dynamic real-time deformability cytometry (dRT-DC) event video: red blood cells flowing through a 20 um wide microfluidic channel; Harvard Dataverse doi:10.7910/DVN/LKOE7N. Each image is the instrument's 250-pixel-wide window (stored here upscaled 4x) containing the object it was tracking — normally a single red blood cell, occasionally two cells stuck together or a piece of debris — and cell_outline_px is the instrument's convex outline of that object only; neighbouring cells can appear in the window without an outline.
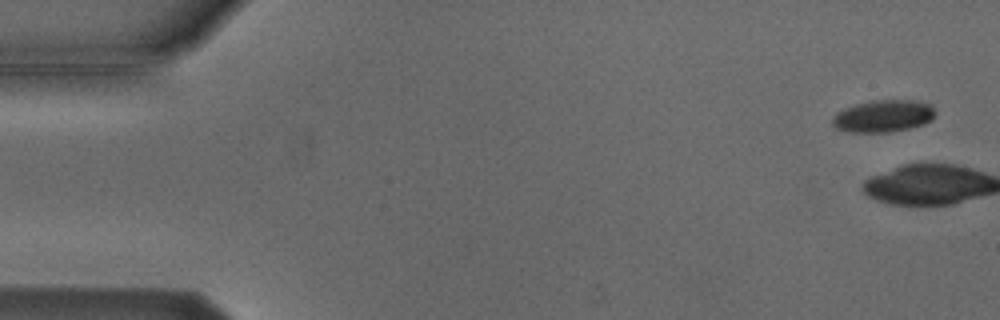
{"species": "Egyptian fruit bat (a non-hibernating species)", "species_latin": "Rousettus aegyptiacus", "temperature_condition": "cold", "stored_images_in_passage": 5, "segment_of_instrument_passage": [2, 2], "camera_frame_rate_fps": 3000, "um_per_image_px": 0.085, "animal": {"sex": "male"}, "frame": {"image": 1, "passage_image": 5, "time_ms": 5.333, "image_size_px": [1000, 320], "cell_outline_px": [[936, 112], [932, 120], [924, 124], [908, 128], [888, 132], [848, 132], [836, 128], [832, 124], [832, 116], [836, 112], [844, 108], [856, 104], [872, 100], [916, 100], [932, 104]], "centroid_in_image_um": [75.08, 9.85], "position_along_channel_um": 9.9, "area_um2": 19.48}}